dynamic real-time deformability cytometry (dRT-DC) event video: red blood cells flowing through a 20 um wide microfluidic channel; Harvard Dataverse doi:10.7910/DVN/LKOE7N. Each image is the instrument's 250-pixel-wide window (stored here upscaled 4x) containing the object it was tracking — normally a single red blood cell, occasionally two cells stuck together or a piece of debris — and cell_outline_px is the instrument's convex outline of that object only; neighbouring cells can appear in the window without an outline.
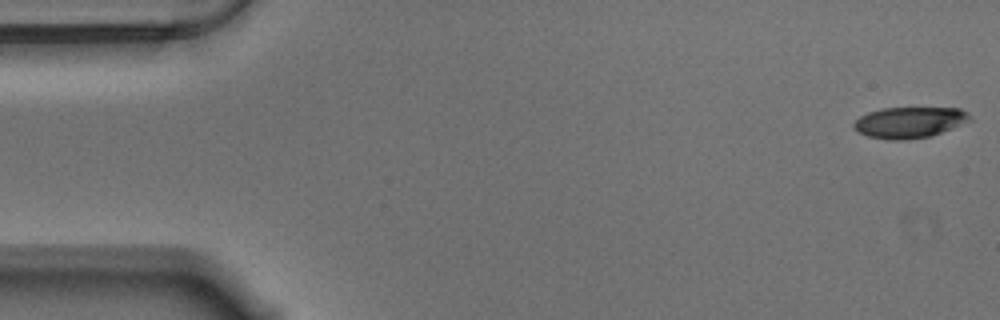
{"species": "Egyptian fruit bat (a non-hibernating species)", "species_latin": "Rousettus aegyptiacus", "temperature_condition": "warm", "stored_images_in_passage": 49, "camera_frame_rate_fps": 3000, "um_per_image_px": 0.085, "animal": {"sex": "male"}, "frame": {"image": 1, "passage_image": 1, "time_ms": 0.0, "image_size_px": [1000, 320], "cell_outline_px": [[972, 120], [932, 136], [908, 140], [888, 140], [868, 136], [856, 132], [852, 124], [860, 116], [868, 112], [880, 108], [960, 108], [968, 112], [972, 116]], "centroid_in_image_um": [77.3, 10.41], "position_along_channel_um": 7.7, "area_um2": 21.27}}
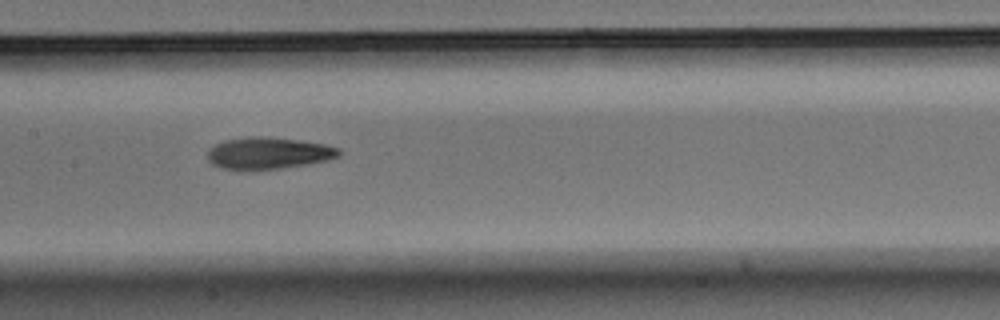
{"frame": {"image": 2, "passage_image": 27, "time_ms": 8.667, "image_size_px": [1000, 320], "cell_outline_px": [[340, 156], [328, 160], [280, 168], [252, 172], [220, 168], [212, 164], [208, 160], [208, 152], [216, 144], [224, 140], [248, 136], [268, 136], [324, 144], [340, 148]], "centroid_in_image_um": [22.78, 13.04], "position_along_channel_um": 184.6, "area_um2": 24.68}}
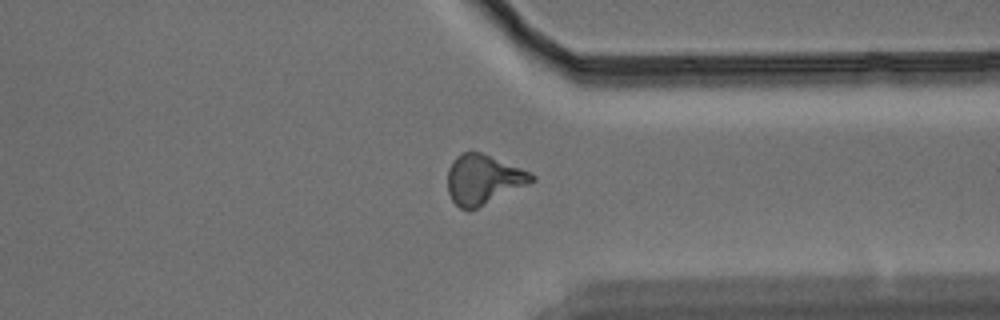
{"frame": {"image": 3, "passage_image": 43, "time_ms": 14.0, "image_size_px": [1000, 320], "cell_outline_px": [[536, 180], [528, 184], [468, 212], [460, 208], [452, 200], [448, 192], [448, 168], [452, 160], [456, 156], [472, 148], [520, 168], [536, 176]], "centroid_in_image_um": [41.04, 15.23], "position_along_channel_um": 370.4, "area_um2": 24.39}}